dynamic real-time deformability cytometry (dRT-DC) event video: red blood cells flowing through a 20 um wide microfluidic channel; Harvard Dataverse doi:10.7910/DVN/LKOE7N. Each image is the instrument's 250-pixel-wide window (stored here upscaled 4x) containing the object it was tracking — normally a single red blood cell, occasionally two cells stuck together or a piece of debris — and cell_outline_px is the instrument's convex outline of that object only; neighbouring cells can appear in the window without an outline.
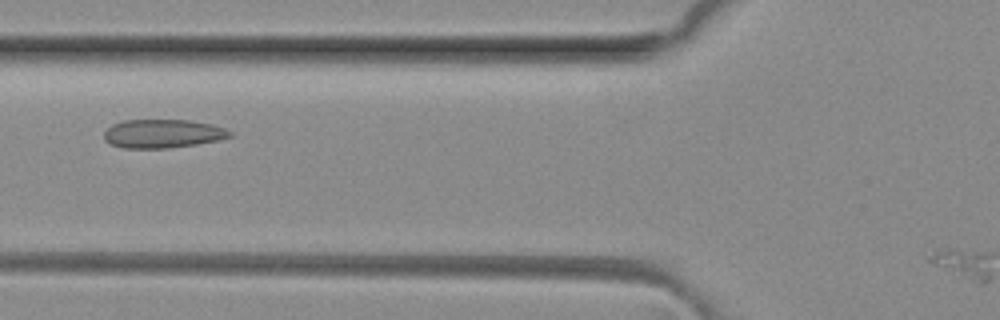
{"species": "common noctule bat (a hibernating species)", "species_latin": "Nyctalus noctula", "temperature_condition": "room temperature", "stored_images_in_passage": 3, "camera_frame_rate_fps": 3000, "um_per_image_px": 0.085, "animal": {"sex": "female", "body_mass_g": 29.2, "forearm_length_mm": 56.3}, "frame": {"image": 1, "passage_image": 2, "time_ms": 0.333, "image_size_px": [1000, 320], "cell_outline_px": [[232, 136], [216, 140], [196, 144], [168, 148], [124, 148], [112, 144], [104, 140], [104, 132], [112, 124], [124, 120], [188, 120], [212, 124], [224, 128], [232, 132]], "centroid_in_image_um": [13.82, 11.35], "position_along_channel_um": 112.0, "area_um2": 20.87}}
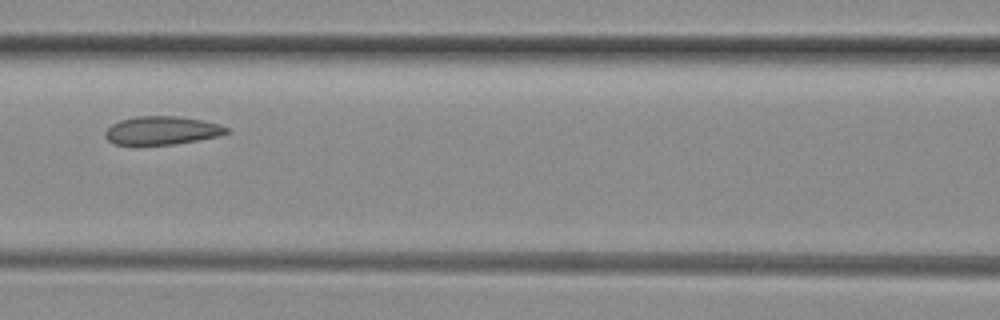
{"frame": {"image": 2, "passage_image": 3, "time_ms": 0.667, "image_size_px": [1000, 320], "cell_outline_px": [[232, 132], [220, 136], [176, 144], [116, 144], [108, 140], [104, 136], [104, 132], [112, 124], [120, 120], [136, 116], [176, 116], [204, 120], [220, 124], [228, 128]], "centroid_in_image_um": [13.81, 11.08], "position_along_channel_um": 152.8, "area_um2": 20.11}}